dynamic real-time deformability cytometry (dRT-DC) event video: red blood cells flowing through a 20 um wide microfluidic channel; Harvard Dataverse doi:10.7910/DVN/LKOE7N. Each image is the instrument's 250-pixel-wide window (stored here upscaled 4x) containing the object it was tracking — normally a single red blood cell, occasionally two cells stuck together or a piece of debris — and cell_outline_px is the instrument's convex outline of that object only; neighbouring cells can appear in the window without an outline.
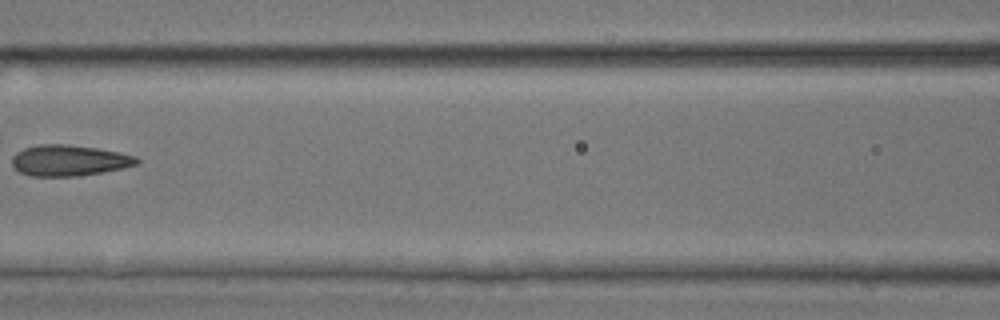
{"species": "common noctule bat (a hibernating species)", "species_latin": "Nyctalus noctula", "temperature_condition": "room temperature", "stored_images_in_passage": 7, "camera_frame_rate_fps": 3000, "um_per_image_px": 0.085, "animal": {"sex": "male", "body_mass_g": 17.9, "forearm_length_mm": 54.2}, "frame": {"image": 1, "passage_image": 7, "time_ms": 2.0, "image_size_px": [1000, 320], "cell_outline_px": [[140, 164], [100, 172], [76, 176], [32, 176], [20, 172], [12, 164], [12, 156], [16, 152], [24, 148], [40, 144], [68, 144], [96, 148], [120, 152], [136, 156], [140, 160]], "centroid_in_image_um": [5.87, 13.63], "position_along_channel_um": 160.7, "area_um2": 22.43}}